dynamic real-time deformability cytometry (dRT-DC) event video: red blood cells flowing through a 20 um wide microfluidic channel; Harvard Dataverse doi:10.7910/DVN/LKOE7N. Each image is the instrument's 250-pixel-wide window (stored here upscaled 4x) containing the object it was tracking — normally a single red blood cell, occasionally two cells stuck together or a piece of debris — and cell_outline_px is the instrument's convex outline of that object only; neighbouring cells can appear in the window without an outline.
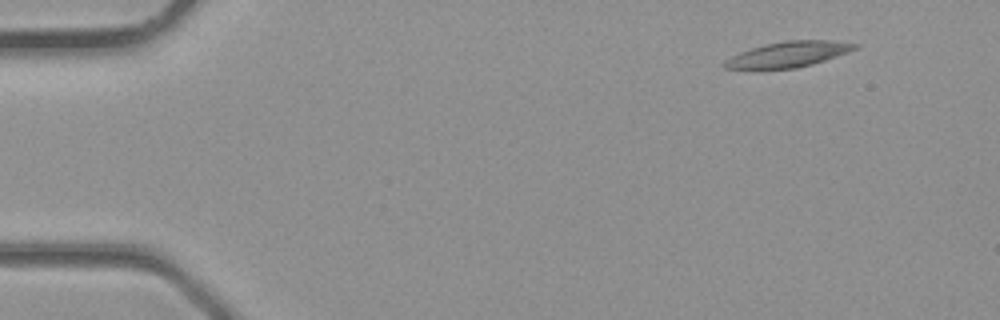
{"species": "common noctule bat (a hibernating species)", "species_latin": "Nyctalus noctula", "temperature_condition": "room temperature", "stored_images_in_passage": 4, "camera_frame_rate_fps": 3000, "um_per_image_px": 0.085, "animal": {"sex": "male", "body_mass_g": 23.1, "forearm_length_mm": 52.7}, "frame": {"image": 1, "passage_image": 1, "time_ms": 0.0, "image_size_px": [1000, 320], "cell_outline_px": [[860, 44], [856, 48], [848, 52], [812, 64], [796, 68], [724, 68], [724, 64], [732, 56], [740, 52], [764, 44], [788, 40], [832, 40]], "centroid_in_image_um": [67.07, 4.6], "position_along_channel_um": 17.9, "area_um2": 18.9}}
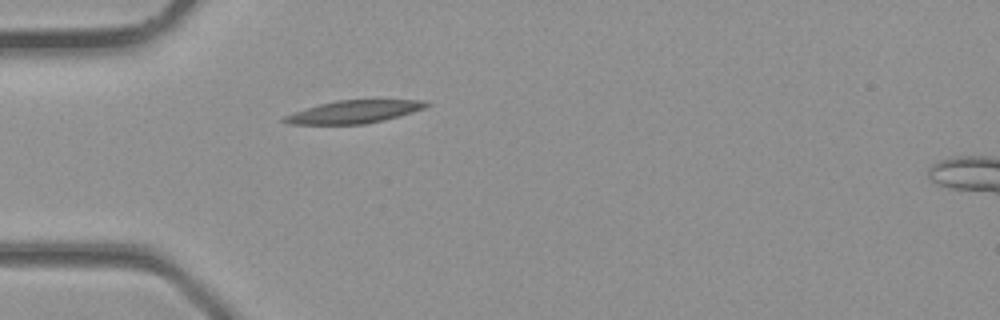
{"frame": {"image": 2, "passage_image": 3, "time_ms": 0.667, "image_size_px": [1000, 320], "cell_outline_px": [[432, 104], [424, 108], [412, 112], [384, 120], [364, 124], [288, 124], [280, 120], [284, 116], [320, 104], [336, 100], [420, 100]], "centroid_in_image_um": [30.09, 9.5], "position_along_channel_um": 54.9, "area_um2": 18.55}}